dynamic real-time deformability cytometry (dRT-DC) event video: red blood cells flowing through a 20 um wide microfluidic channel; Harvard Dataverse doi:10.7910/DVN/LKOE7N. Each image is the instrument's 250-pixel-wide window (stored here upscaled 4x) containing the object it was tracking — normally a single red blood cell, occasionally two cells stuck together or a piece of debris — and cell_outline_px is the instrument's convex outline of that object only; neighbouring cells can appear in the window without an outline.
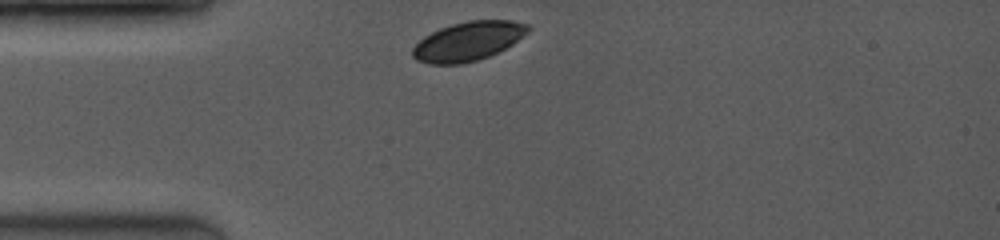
{"species": "common noctule bat (a hibernating species)", "species_latin": "Nyctalus noctula", "temperature_condition": "room temperature", "stored_images_in_passage": 8, "camera_frame_rate_fps": 3500, "um_per_image_px": 0.085, "animal": {"sex": "female", "body_mass_g": 19.0, "forearm_length_mm": 53.3}, "frame": {"image": 1, "passage_image": 1, "time_ms": 0.0, "image_size_px": [1000, 240], "cell_outline_px": [[532, 28], [528, 32], [512, 44], [488, 56], [476, 60], [460, 64], [428, 64], [416, 60], [412, 56], [412, 48], [424, 36], [440, 28], [452, 24], [468, 20], [512, 20], [528, 24]], "centroid_in_image_um": [39.78, 3.5], "position_along_channel_um": 45.2, "area_um2": 26.18}}
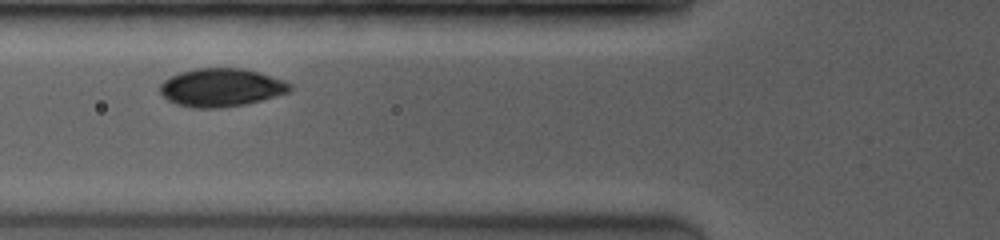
{"frame": {"image": 2, "passage_image": 7, "time_ms": 2.0, "image_size_px": [1000, 240], "cell_outline_px": [[292, 88], [288, 92], [276, 96], [244, 104], [220, 108], [192, 108], [176, 104], [168, 100], [160, 92], [160, 84], [164, 80], [180, 72], [196, 68], [240, 68], [256, 72], [284, 80], [292, 84]], "centroid_in_image_um": [18.78, 7.44], "position_along_channel_um": 107.0, "area_um2": 28.73}}
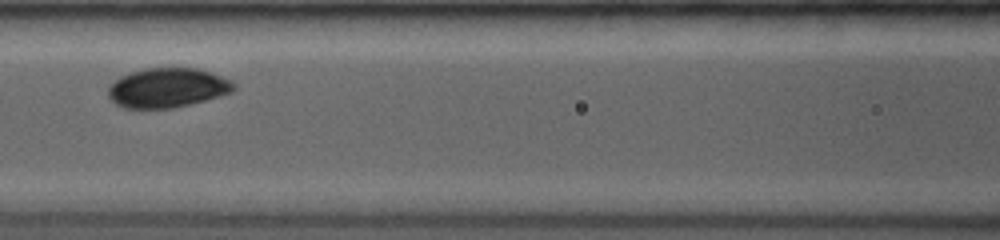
{"frame": {"image": 3, "passage_image": 8, "time_ms": 3.143, "image_size_px": [1000, 240], "cell_outline_px": [[236, 88], [232, 92], [220, 96], [172, 108], [124, 108], [116, 104], [108, 96], [108, 88], [120, 76], [128, 72], [148, 68], [196, 68], [232, 80], [236, 84]], "centroid_in_image_um": [14.23, 7.46], "position_along_channel_um": 152.4, "area_um2": 28.78}}